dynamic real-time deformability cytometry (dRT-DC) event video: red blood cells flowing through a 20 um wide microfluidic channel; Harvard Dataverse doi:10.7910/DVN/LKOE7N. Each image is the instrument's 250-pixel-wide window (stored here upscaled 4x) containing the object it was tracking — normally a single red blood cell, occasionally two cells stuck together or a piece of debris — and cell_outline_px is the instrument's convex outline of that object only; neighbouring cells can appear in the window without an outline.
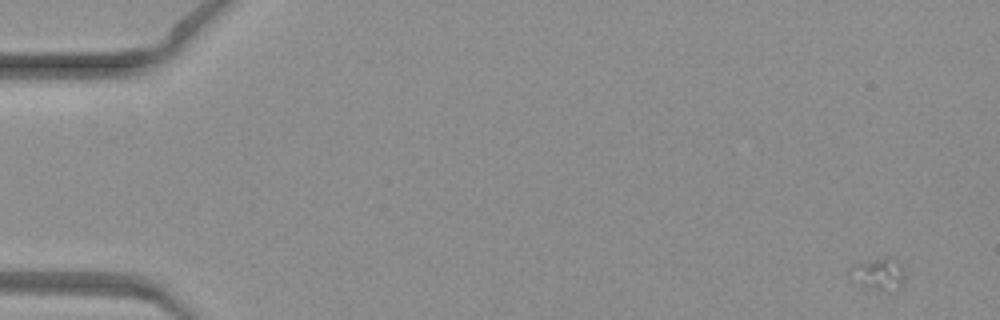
{"species": "common noctule bat (a hibernating species)", "species_latin": "Nyctalus noctula", "temperature_condition": "warm", "stored_images_in_passage": 8, "camera_frame_rate_fps": 3000, "um_per_image_px": 0.085, "animal": {"sex": "female", "body_mass_g": 19.3, "forearm_length_mm": 54.1}, "frame": {"image": 1, "passage_image": 1, "time_ms": 0.0, "image_size_px": [1000, 320], "cell_outline_px": [[904, 280], [900, 288], [888, 292], [884, 292], [872, 288], [848, 276], [848, 268], [852, 264], [888, 256], [892, 256], [904, 268]], "centroid_in_image_um": [74.7, 23.26], "position_along_channel_um": 10.3, "area_um2": 10.4}}